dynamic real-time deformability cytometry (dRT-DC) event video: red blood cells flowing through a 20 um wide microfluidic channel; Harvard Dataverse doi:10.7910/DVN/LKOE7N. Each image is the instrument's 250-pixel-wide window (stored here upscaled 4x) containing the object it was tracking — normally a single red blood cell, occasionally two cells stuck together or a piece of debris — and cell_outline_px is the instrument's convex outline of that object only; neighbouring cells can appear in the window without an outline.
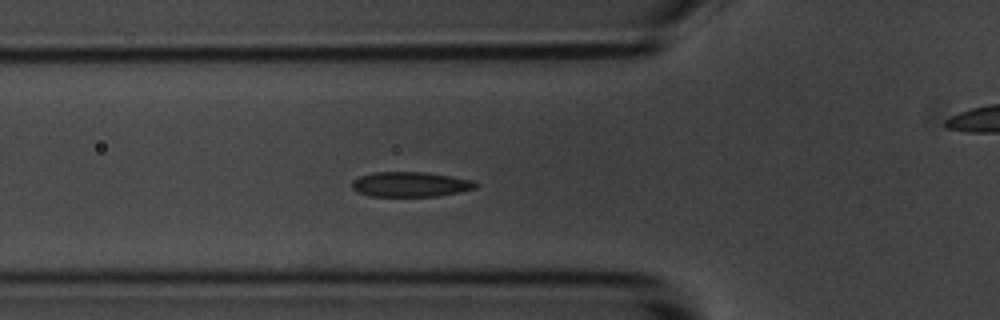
{"species": "common noctule bat (a hibernating species)", "species_latin": "Nyctalus noctula", "temperature_condition": "room temperature", "stored_images_in_passage": 42, "camera_frame_rate_fps": 3000, "um_per_image_px": 0.085, "animal": {"sex": "male", "body_mass_g": 20.1, "forearm_length_mm": 53.5}, "frame": {"image": 1, "passage_image": 9, "time_ms": 2.667, "image_size_px": [1000, 320], "cell_outline_px": [[480, 184], [476, 188], [460, 192], [436, 196], [368, 196], [352, 188], [352, 180], [360, 176], [376, 172], [428, 172], [472, 180]], "centroid_in_image_um": [34.91, 15.66], "position_along_channel_um": 90.9, "area_um2": 17.98}}
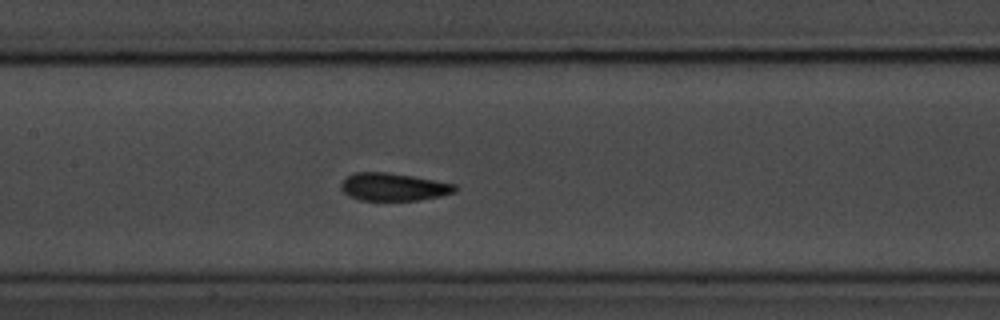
{"frame": {"image": 2, "passage_image": 16, "time_ms": 5.0, "image_size_px": [1000, 320], "cell_outline_px": [[456, 192], [440, 196], [420, 200], [360, 200], [348, 196], [340, 188], [340, 184], [348, 176], [356, 172], [388, 172], [412, 176], [456, 184]], "centroid_in_image_um": [33.44, 15.89], "position_along_channel_um": 174.0, "area_um2": 18.38}}
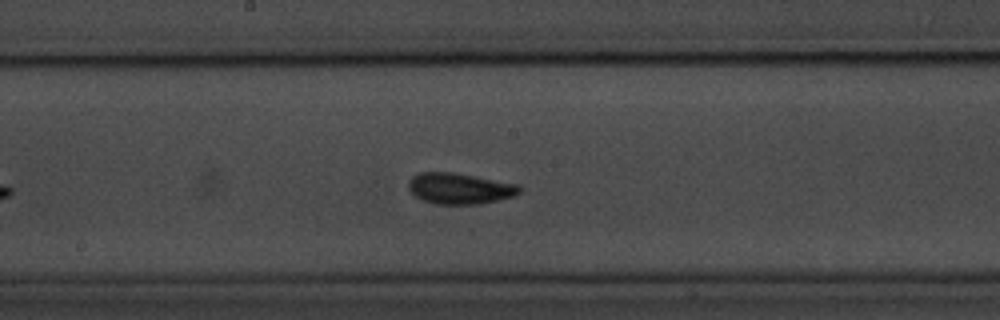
{"frame": {"image": 3, "passage_image": 19, "time_ms": 6.0, "image_size_px": [1000, 320], "cell_outline_px": [[520, 192], [516, 196], [480, 204], [436, 204], [424, 200], [416, 196], [408, 188], [408, 180], [412, 176], [420, 172], [452, 172], [520, 184]], "centroid_in_image_um": [39.09, 16.02], "position_along_channel_um": 209.1, "area_um2": 20.11}, "authors_computed_cell_mechanics": {"area_um2": 18.0914, "velocity_mm_per_s": 3.5314, "shape_relaxation_time_tau1_ms": 6.5342, "shape_relaxation_time_tau2_ms": 2.1486, "deformation_change_tau1": 0.1976, "deformation_change_tau2": 0.0656}}